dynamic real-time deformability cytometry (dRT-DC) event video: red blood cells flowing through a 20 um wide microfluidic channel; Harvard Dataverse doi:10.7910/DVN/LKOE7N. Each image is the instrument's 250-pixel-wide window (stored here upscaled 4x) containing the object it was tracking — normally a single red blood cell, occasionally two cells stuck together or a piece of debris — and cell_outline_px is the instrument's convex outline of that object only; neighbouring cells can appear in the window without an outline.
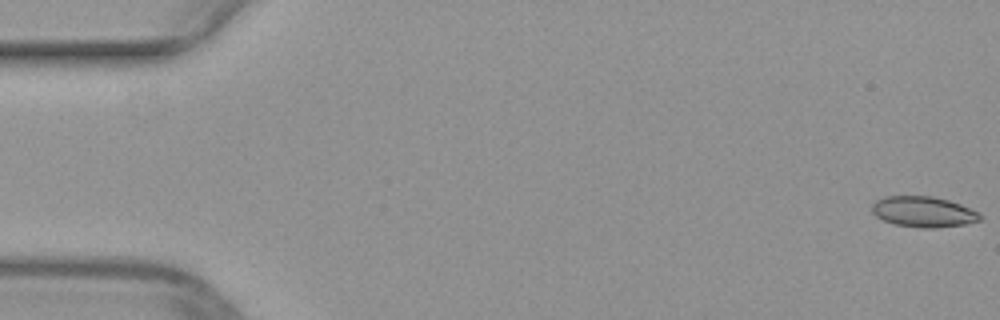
{"species": "common noctule bat (a hibernating species)", "species_latin": "Nyctalus noctula", "temperature_condition": "warm", "stored_images_in_passage": 10, "camera_frame_rate_fps": 3000, "um_per_image_px": 0.085, "animal": {"sex": "female", "body_mass_g": 29.2, "forearm_length_mm": 56.3}, "frame": {"image": 1, "passage_image": 1, "time_ms": 0.0, "image_size_px": [1000, 320], "cell_outline_px": [[980, 220], [968, 224], [936, 228], [920, 228], [896, 224], [884, 220], [876, 216], [872, 212], [872, 204], [876, 200], [884, 196], [932, 196], [948, 200], [960, 204], [980, 212]], "centroid_in_image_um": [78.5, 18.0], "position_along_channel_um": 6.5, "area_um2": 19.36}}